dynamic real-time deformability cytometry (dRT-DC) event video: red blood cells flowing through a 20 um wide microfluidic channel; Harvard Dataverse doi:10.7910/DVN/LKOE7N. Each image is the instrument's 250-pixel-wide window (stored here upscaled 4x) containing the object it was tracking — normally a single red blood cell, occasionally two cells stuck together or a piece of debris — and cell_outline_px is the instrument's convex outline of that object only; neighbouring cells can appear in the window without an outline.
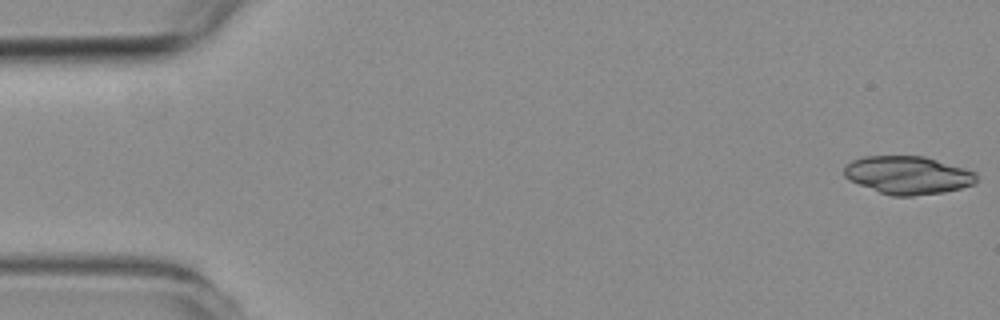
{"species": "common noctule bat (a hibernating species)", "species_latin": "Nyctalus noctula", "temperature_condition": "room temperature", "stored_images_in_passage": 56, "camera_frame_rate_fps": 3000, "um_per_image_px": 0.085, "animal": {"sex": "female", "body_mass_g": 19.3, "forearm_length_mm": 54.1}, "frame": {"image": 1, "passage_image": 1, "time_ms": 0.0, "image_size_px": [1000, 320], "cell_outline_px": [[976, 184], [944, 192], [912, 196], [892, 196], [880, 192], [848, 180], [844, 176], [844, 164], [852, 160], [864, 156], [924, 156], [964, 168], [976, 172]], "centroid_in_image_um": [77.15, 14.88], "position_along_channel_um": 7.9, "area_um2": 29.36}, "authors_computed_cell_mechanics": {"area_um2": 29.478, "velocity_mm_per_s": 3.6281, "shape_relaxation_time_tau1_ms": null, "shape_relaxation_time_tau2_ms": 6.9694, "deformation_change_tau1": null, "deformation_change_tau2": 0.1765}}